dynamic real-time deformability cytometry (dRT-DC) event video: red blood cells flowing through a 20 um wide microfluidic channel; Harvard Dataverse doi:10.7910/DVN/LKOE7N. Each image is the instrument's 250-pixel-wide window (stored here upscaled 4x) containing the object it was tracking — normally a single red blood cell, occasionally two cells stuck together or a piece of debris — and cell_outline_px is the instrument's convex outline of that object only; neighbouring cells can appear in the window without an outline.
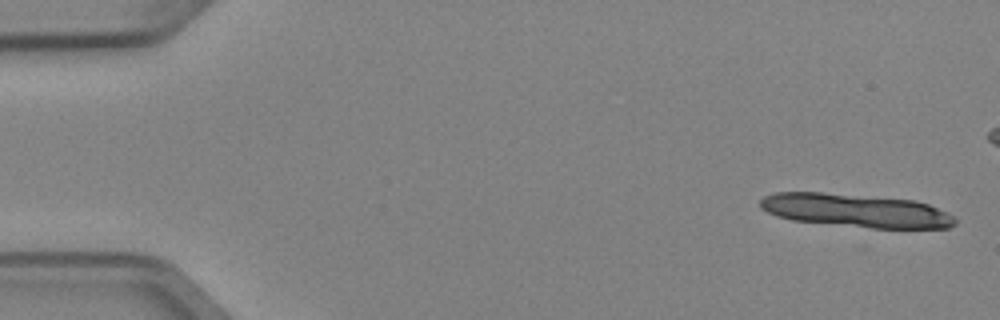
{"species": "Egyptian fruit bat (a non-hibernating species)", "species_latin": "Rousettus aegyptiacus", "temperature_condition": "cold", "stored_images_in_passage": 6, "camera_frame_rate_fps": 3000, "um_per_image_px": 0.085, "animal": {"sex": "female"}, "frame": {"image": 1, "passage_image": 1, "time_ms": 0.0, "image_size_px": [1000, 320], "cell_outline_px": [[956, 224], [948, 228], [872, 228], [792, 220], [776, 216], [760, 208], [760, 200], [764, 196], [776, 192], [820, 192], [912, 200], [928, 204], [948, 212], [956, 216]], "centroid_in_image_um": [72.76, 17.9], "position_along_channel_um": 12.2, "area_um2": 37.8}}